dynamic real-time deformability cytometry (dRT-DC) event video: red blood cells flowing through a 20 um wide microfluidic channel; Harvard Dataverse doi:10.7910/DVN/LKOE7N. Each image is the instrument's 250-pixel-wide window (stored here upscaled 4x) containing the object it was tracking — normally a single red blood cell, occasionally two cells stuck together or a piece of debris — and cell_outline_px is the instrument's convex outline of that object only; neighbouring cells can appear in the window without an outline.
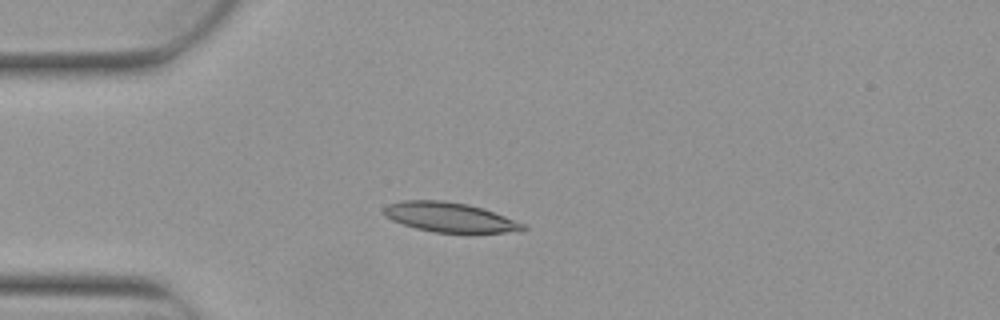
{"species": "Egyptian fruit bat (a non-hibernating species)", "species_latin": "Rousettus aegyptiacus", "temperature_condition": "warm", "stored_images_in_passage": 6, "camera_frame_rate_fps": 3000, "um_per_image_px": 0.085, "animal": {"sex": "female"}, "frame": {"image": 1, "passage_image": 3, "time_ms": 0.667, "image_size_px": [1000, 320], "cell_outline_px": [[528, 228], [524, 232], [436, 232], [416, 228], [392, 220], [384, 212], [384, 208], [388, 204], [404, 200], [444, 200], [468, 204], [504, 216], [524, 224]], "centroid_in_image_um": [38.25, 18.46], "position_along_channel_um": 46.7, "area_um2": 23.64}}
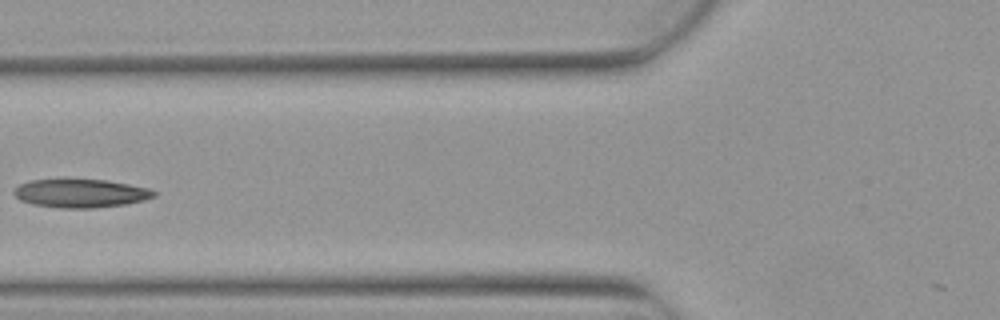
{"frame": {"image": 2, "passage_image": 5, "time_ms": 1.333, "image_size_px": [1000, 320], "cell_outline_px": [[156, 196], [144, 200], [128, 204], [96, 208], [56, 208], [32, 204], [20, 200], [12, 192], [20, 184], [32, 180], [104, 180], [128, 184], [148, 188], [156, 192]], "centroid_in_image_um": [6.87, 16.45], "position_along_channel_um": 118.9, "area_um2": 23.12}}
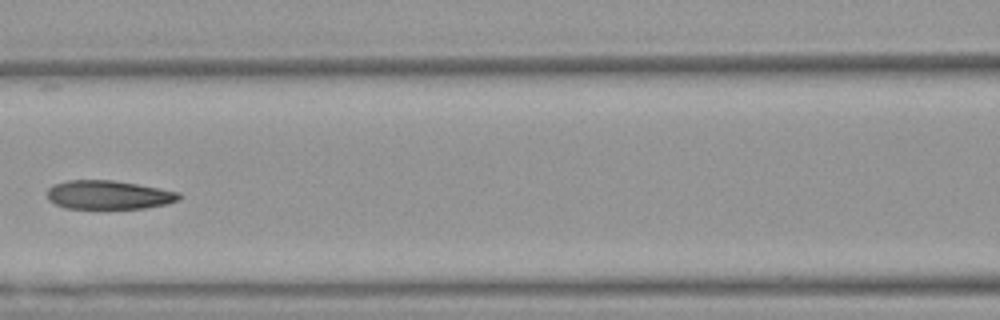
{"frame": {"image": 3, "passage_image": 6, "time_ms": 1.667, "image_size_px": [1000, 320], "cell_outline_px": [[184, 196], [180, 200], [168, 204], [144, 208], [64, 208], [48, 200], [48, 188], [52, 184], [68, 180], [112, 180], [160, 188], [180, 192]], "centroid_in_image_um": [9.27, 16.56], "position_along_channel_um": 157.3, "area_um2": 22.25}}